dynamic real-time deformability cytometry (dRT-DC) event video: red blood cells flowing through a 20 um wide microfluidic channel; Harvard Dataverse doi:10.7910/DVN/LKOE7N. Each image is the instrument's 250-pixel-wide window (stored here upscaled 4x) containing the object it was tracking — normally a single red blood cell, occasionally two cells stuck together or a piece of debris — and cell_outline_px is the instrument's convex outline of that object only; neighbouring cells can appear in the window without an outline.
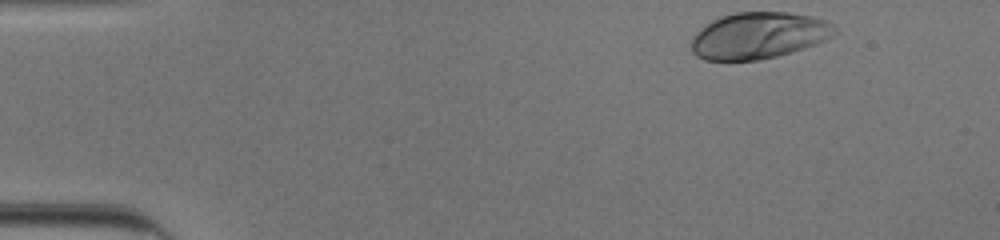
{"species": "human", "species_latin": "Homo sapiens", "temperature_condition": "cold", "stored_images_in_passage": 37, "camera_frame_rate_fps": 3000, "um_per_image_px": 0.085, "donor": {"sex": "male"}, "frame": {"image": 1, "passage_image": 1, "time_ms": 0.0, "image_size_px": [1000, 240], "cell_outline_px": [[840, 32], [828, 40], [804, 48], [776, 56], [756, 60], [704, 60], [696, 56], [692, 52], [692, 36], [700, 28], [712, 20], [720, 16], [736, 12], [788, 12], [812, 16], [824, 20], [832, 24]], "centroid_in_image_um": [64.51, 3.01], "position_along_channel_um": 20.5, "area_um2": 39.13}}
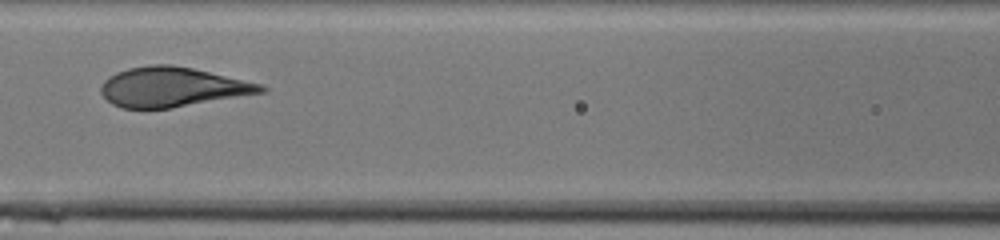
{"frame": {"image": 2, "passage_image": 19, "time_ms": 6.0, "image_size_px": [1000, 240], "cell_outline_px": [[268, 88], [264, 92], [172, 108], [120, 108], [112, 104], [100, 92], [100, 84], [104, 80], [116, 72], [128, 68], [152, 64], [172, 64], [192, 68], [264, 84]], "centroid_in_image_um": [14.64, 7.39], "position_along_channel_um": 152.0, "area_um2": 36.99}}
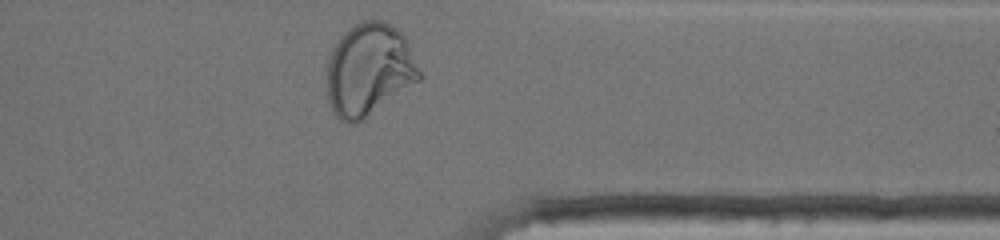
{"frame": {"image": 3, "passage_image": 37, "time_ms": 12.0, "image_size_px": [1000, 240], "cell_outline_px": [[424, 76], [420, 80], [356, 124], [348, 124], [340, 120], [332, 112], [328, 100], [328, 60], [332, 48], [348, 28], [364, 20], [380, 20], [396, 28], [404, 36]], "centroid_in_image_um": [31.37, 5.95], "position_along_channel_um": 380.0, "area_um2": 49.65}, "authors_computed_cell_mechanics": {"area_um2": 37.6278, "velocity_mm_per_s": 3.8855, "shape_relaxation_time_tau1_ms": 7.0538, "shape_relaxation_time_tau2_ms": null, "deformation_change_tau1": 0.2625, "deformation_change_tau2": null}}